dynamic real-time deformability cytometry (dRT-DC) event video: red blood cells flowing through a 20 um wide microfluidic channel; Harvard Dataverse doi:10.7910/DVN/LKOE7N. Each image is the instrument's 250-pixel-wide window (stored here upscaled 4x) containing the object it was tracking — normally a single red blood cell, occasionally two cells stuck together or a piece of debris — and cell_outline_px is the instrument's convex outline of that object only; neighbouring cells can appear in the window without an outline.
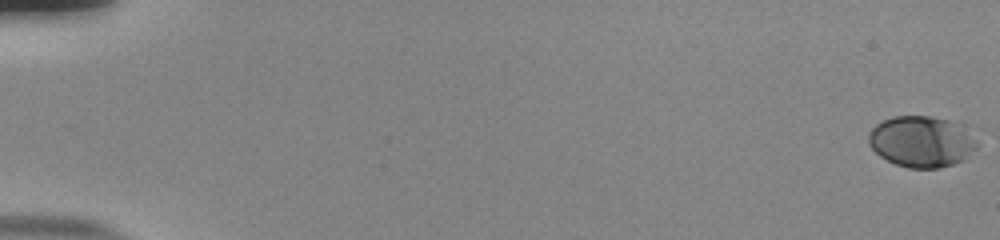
{"species": "human", "species_latin": "Homo sapiens", "temperature_condition": "room temperature", "stored_images_in_passage": 56, "camera_frame_rate_fps": 3000, "um_per_image_px": 0.085, "donor": {"sex": "male"}, "frame": {"image": 1, "passage_image": 1, "time_ms": 0.0, "image_size_px": [1000, 240], "cell_outline_px": [[984, 128], [980, 144], [964, 160], [940, 168], [908, 168], [896, 164], [880, 156], [868, 144], [868, 132], [876, 124], [892, 116], [932, 116], [956, 120], [972, 124]], "centroid_in_image_um": [78.56, 11.97], "position_along_channel_um": 6.4, "area_um2": 34.39}}
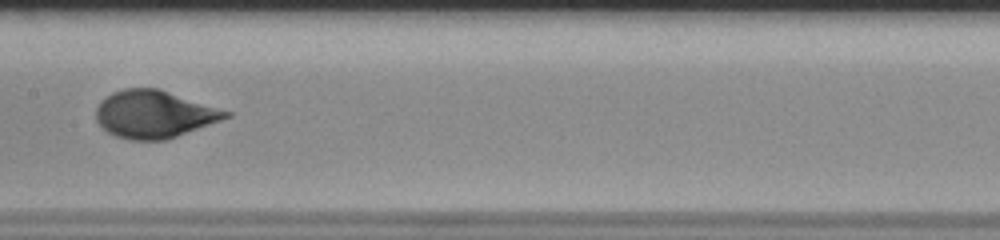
{"frame": {"image": 2, "passage_image": 31, "time_ms": 10.0, "image_size_px": [1000, 240], "cell_outline_px": [[232, 116], [176, 136], [164, 140], [132, 140], [116, 136], [108, 132], [96, 120], [96, 108], [100, 100], [112, 92], [124, 88], [156, 88], [232, 112]], "centroid_in_image_um": [13.07, 9.7], "position_along_channel_um": 194.3, "area_um2": 35.55}}
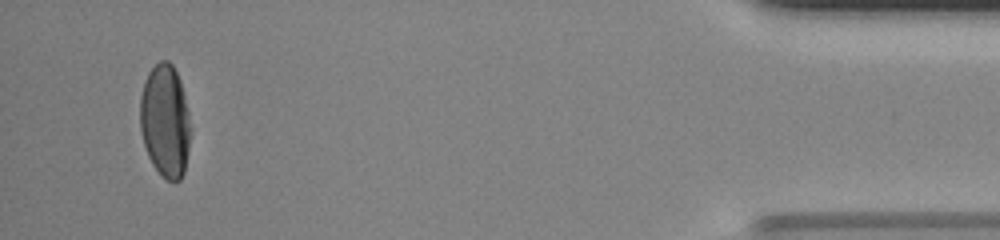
{"frame": {"image": 3, "passage_image": 54, "time_ms": 17.667, "image_size_px": [1000, 240], "cell_outline_px": [[188, 148], [184, 172], [180, 180], [168, 180], [160, 176], [152, 164], [148, 156], [140, 132], [140, 96], [148, 72], [160, 60], [168, 60], [172, 64], [180, 80], [184, 92], [188, 112]], "centroid_in_image_um": [14.01, 10.27], "position_along_channel_um": 421.2, "area_um2": 32.95}, "authors_computed_cell_mechanics": {"area_um2": 34.102, "velocity_mm_per_s": 3.8236, "shape_relaxation_time_tau1_ms": 3.2651, "shape_relaxation_time_tau2_ms": null, "deformation_change_tau1": 0.1907, "deformation_change_tau2": null}}